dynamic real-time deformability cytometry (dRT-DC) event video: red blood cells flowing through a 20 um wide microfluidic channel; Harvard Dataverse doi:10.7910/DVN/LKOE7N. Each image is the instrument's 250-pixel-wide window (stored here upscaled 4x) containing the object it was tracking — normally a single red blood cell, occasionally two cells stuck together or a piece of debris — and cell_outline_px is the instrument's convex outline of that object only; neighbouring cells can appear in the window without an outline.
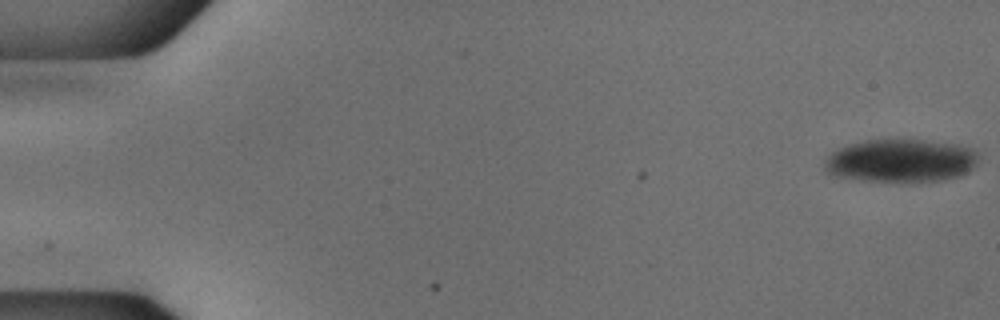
{"species": "common noctule bat (a hibernating species)", "species_latin": "Nyctalus noctula", "temperature_condition": "cold", "stored_images_in_passage": 20, "camera_frame_rate_fps": 3000, "um_per_image_px": 0.085, "animal": {"sex": "male", "body_mass_g": 18.8}, "frame": {"image": 1, "passage_image": 1, "time_ms": 0.0, "image_size_px": [1000, 320], "cell_outline_px": [[968, 160], [964, 168], [956, 172], [928, 176], [872, 176], [848, 172], [836, 168], [836, 156], [840, 152], [852, 148], [868, 144], [908, 144], [960, 152]], "centroid_in_image_um": [76.47, 13.65], "position_along_channel_um": 8.5, "area_um2": 25.32}}
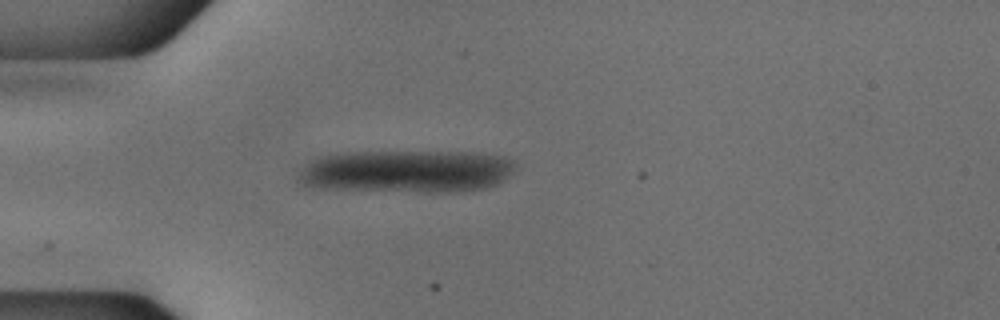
{"frame": {"image": 2, "passage_image": 15, "time_ms": 4.667, "image_size_px": [1000, 320], "cell_outline_px": [[496, 176], [492, 180], [476, 184], [412, 184], [320, 180], [312, 176], [312, 172], [320, 164], [328, 160], [372, 156], [436, 156], [488, 160], [496, 164]], "centroid_in_image_um": [34.64, 14.46], "position_along_channel_um": 50.4, "area_um2": 32.37}}